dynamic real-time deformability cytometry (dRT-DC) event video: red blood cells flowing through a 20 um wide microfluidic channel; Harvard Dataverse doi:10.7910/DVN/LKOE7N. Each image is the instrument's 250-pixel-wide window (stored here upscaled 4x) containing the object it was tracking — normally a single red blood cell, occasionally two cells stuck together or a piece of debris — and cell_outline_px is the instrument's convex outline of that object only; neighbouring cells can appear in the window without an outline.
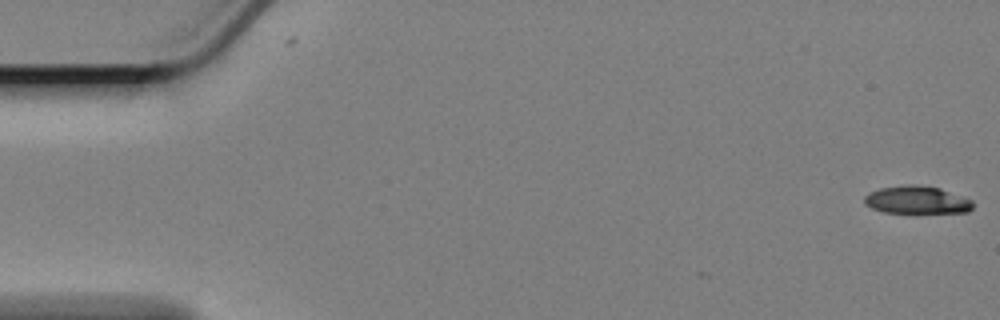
{"species": "Egyptian fruit bat (a non-hibernating species)", "species_latin": "Rousettus aegyptiacus", "temperature_condition": "cold", "stored_images_in_passage": 2, "camera_frame_rate_fps": 3000, "um_per_image_px": 0.085, "animal": {"sex": "female"}, "frame": {"image": 1, "passage_image": 2, "time_ms": 0.333, "image_size_px": [1000, 320], "cell_outline_px": [[972, 208], [968, 212], [884, 212], [872, 208], [864, 204], [864, 196], [868, 192], [880, 188], [904, 184], [912, 184], [940, 188], [972, 200]], "centroid_in_image_um": [77.88, 16.98], "position_along_channel_um": 7.1, "area_um2": 17.4}}